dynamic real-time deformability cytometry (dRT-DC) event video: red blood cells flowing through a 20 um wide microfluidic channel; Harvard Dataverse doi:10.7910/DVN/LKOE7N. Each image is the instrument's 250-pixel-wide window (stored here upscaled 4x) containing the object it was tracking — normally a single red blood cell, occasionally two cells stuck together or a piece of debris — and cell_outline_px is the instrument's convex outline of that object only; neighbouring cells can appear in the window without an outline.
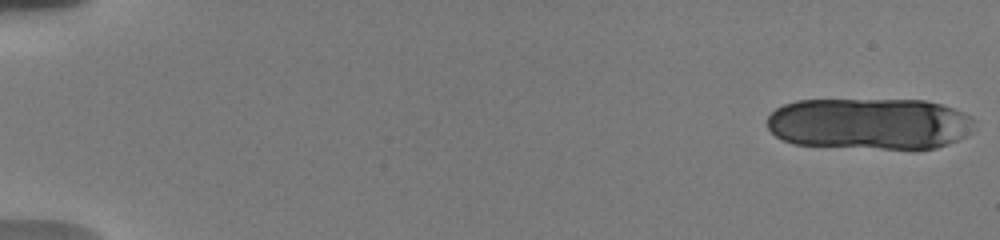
{"species": "human", "species_latin": "Homo sapiens", "temperature_condition": "warm", "stored_images_in_passage": 21, "camera_frame_rate_fps": 3000, "um_per_image_px": 0.085, "donor": {"sex": "male"}, "frame": {"image": 1, "passage_image": 1, "time_ms": 0.0, "image_size_px": [1000, 240], "cell_outline_px": [[972, 120], [964, 136], [948, 144], [936, 148], [880, 148], [792, 144], [776, 136], [768, 128], [768, 116], [776, 108], [784, 104], [796, 100], [924, 100], [940, 104], [952, 108], [968, 116]], "centroid_in_image_um": [73.82, 10.5], "position_along_channel_um": 11.2, "area_um2": 61.5}}
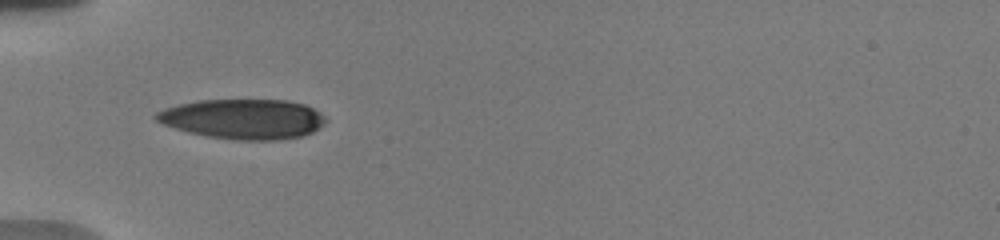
{"frame": {"image": 2, "passage_image": 19, "time_ms": 6.333, "image_size_px": [1000, 240], "cell_outline_px": [[328, 120], [324, 124], [312, 132], [304, 136], [280, 140], [236, 140], [208, 136], [188, 132], [164, 124], [156, 120], [152, 116], [156, 112], [164, 108], [180, 104], [200, 100], [288, 100], [304, 104], [320, 112]], "centroid_in_image_um": [20.69, 10.11], "position_along_channel_um": 64.3, "area_um2": 39.54}}
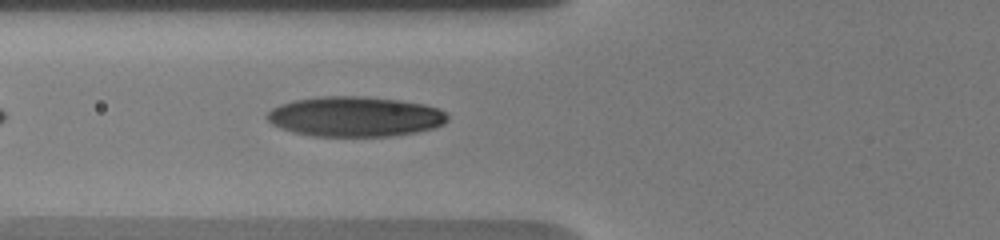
{"frame": {"image": 3, "passage_image": 21, "time_ms": 7.333, "image_size_px": [1000, 240], "cell_outline_px": [[448, 120], [444, 124], [432, 128], [416, 132], [392, 136], [316, 136], [296, 132], [280, 128], [272, 124], [264, 116], [272, 108], [280, 104], [292, 100], [320, 96], [364, 96], [400, 100], [424, 104], [440, 108], [448, 116]], "centroid_in_image_um": [30.18, 9.9], "position_along_channel_um": 95.6, "area_um2": 42.31}}